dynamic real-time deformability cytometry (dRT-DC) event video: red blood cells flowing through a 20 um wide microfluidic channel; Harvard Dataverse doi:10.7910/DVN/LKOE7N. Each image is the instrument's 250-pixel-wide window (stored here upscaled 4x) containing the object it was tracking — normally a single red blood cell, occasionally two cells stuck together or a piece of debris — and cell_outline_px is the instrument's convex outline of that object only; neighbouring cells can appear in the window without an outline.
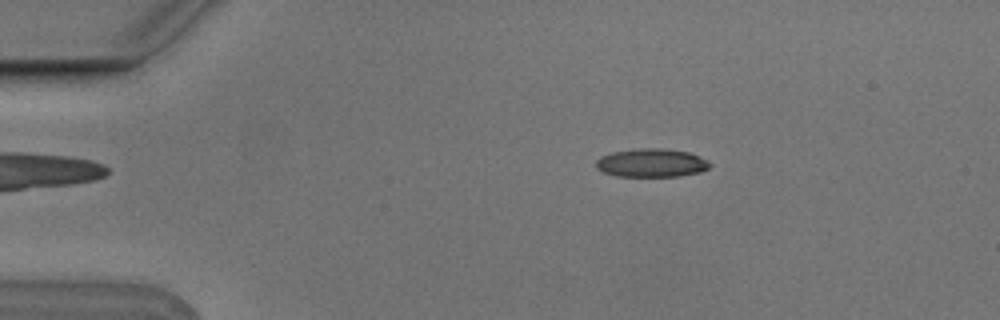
{"species": "Egyptian fruit bat (a non-hibernating species)", "species_latin": "Rousettus aegyptiacus", "temperature_condition": "cold", "stored_images_in_passage": 5, "camera_frame_rate_fps": 3000, "um_per_image_px": 0.085, "animal": {"sex": "male"}, "frame": {"image": 1, "passage_image": 2, "time_ms": 0.333, "image_size_px": [1000, 320], "cell_outline_px": [[712, 164], [708, 168], [700, 172], [680, 176], [616, 176], [604, 172], [596, 168], [596, 160], [600, 156], [612, 152], [636, 148], [664, 148], [688, 152], [700, 156], [708, 160]], "centroid_in_image_um": [55.38, 13.84], "position_along_channel_um": 29.6, "area_um2": 19.02}}
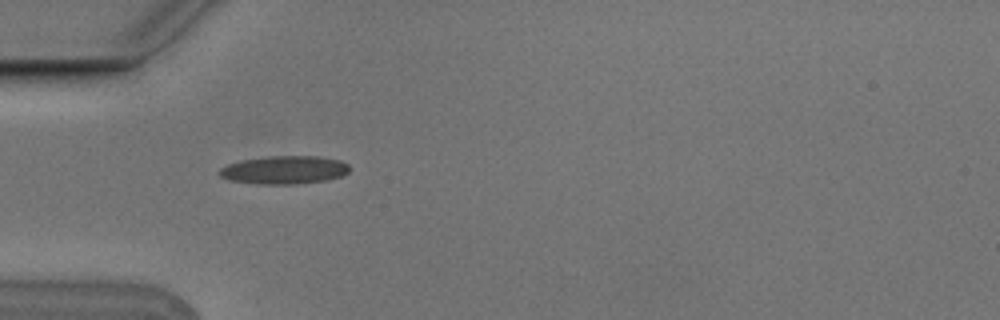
{"frame": {"image": 2, "passage_image": 4, "time_ms": 1.0, "image_size_px": [1000, 320], "cell_outline_px": [[348, 172], [340, 176], [324, 180], [296, 184], [260, 184], [228, 180], [220, 176], [216, 172], [220, 168], [228, 164], [244, 160], [268, 156], [316, 156], [340, 160], [348, 164]], "centroid_in_image_um": [24.12, 14.44], "position_along_channel_um": 60.9, "area_um2": 21.21}}